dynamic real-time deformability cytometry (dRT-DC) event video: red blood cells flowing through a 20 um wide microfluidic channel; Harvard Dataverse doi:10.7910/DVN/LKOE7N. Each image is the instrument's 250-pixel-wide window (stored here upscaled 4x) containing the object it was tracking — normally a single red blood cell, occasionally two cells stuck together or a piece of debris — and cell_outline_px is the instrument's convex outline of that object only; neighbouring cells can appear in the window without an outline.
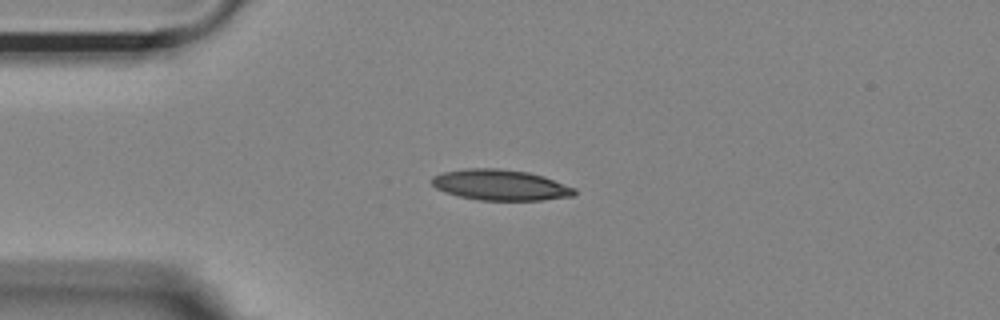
{"species": "Egyptian fruit bat (a non-hibernating species)", "species_latin": "Rousettus aegyptiacus", "temperature_condition": "room temperature", "stored_images_in_passage": 42, "camera_frame_rate_fps": 3000, "um_per_image_px": 0.085, "animal": {"sex": "female"}, "frame": {"image": 1, "passage_image": 1, "time_ms": 0.0, "image_size_px": [1000, 320], "cell_outline_px": [[576, 196], [544, 200], [480, 200], [460, 196], [436, 188], [432, 184], [432, 176], [444, 172], [464, 168], [496, 168], [528, 172], [544, 176], [576, 188]], "centroid_in_image_um": [42.59, 15.72], "position_along_channel_um": 42.4, "area_um2": 25.55}}
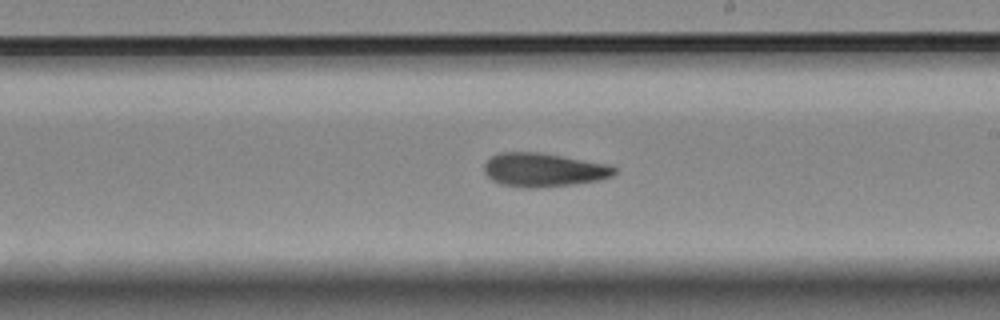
{"frame": {"image": 2, "passage_image": 19, "time_ms": 6.0, "image_size_px": [1000, 320], "cell_outline_px": [[616, 172], [612, 176], [596, 180], [572, 184], [536, 188], [524, 188], [500, 184], [492, 180], [484, 172], [484, 164], [492, 156], [500, 152], [540, 152], [608, 164], [616, 168]], "centroid_in_image_um": [46.17, 14.44], "position_along_channel_um": 242.8, "area_um2": 25.49}}
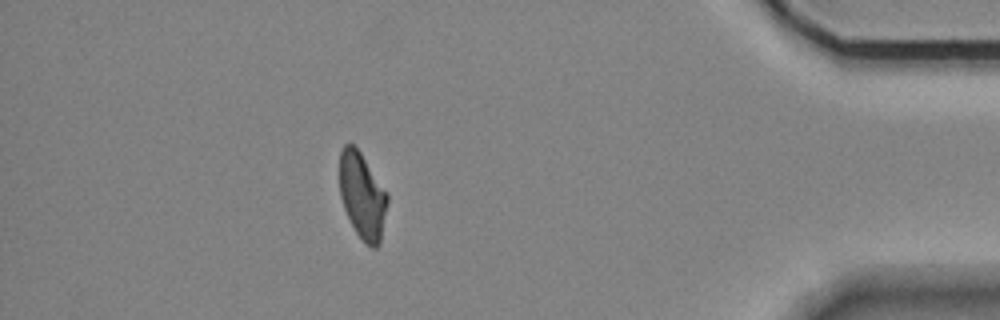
{"frame": {"image": 3, "passage_image": 36, "time_ms": 11.667, "image_size_px": [1000, 320], "cell_outline_px": [[388, 200], [380, 244], [376, 248], [372, 248], [356, 232], [344, 208], [340, 196], [340, 152], [344, 144], [352, 144], [360, 152], [388, 192]], "centroid_in_image_um": [30.81, 16.63], "position_along_channel_um": 404.4, "area_um2": 23.81}, "authors_computed_cell_mechanics": {"area_um2": 24.8829, "velocity_mm_per_s": 3.6619, "shape_relaxation_time_tau1_ms": null, "shape_relaxation_time_tau2_ms": 6.0988, "deformation_change_tau1": null, "deformation_change_tau2": 0.1532}}